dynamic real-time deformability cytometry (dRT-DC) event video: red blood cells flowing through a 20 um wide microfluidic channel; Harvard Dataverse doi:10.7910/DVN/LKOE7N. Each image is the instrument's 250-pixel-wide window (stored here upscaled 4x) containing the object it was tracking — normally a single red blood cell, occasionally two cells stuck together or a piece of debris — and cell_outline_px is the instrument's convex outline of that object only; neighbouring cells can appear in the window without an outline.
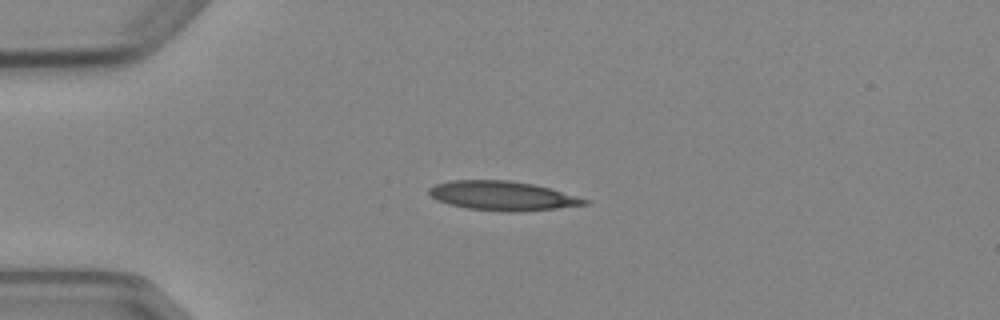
{"species": "Egyptian fruit bat (a non-hibernating species)", "species_latin": "Rousettus aegyptiacus", "temperature_condition": "cold", "stored_images_in_passage": 4, "camera_frame_rate_fps": 3000, "um_per_image_px": 0.085, "animal": {"sex": "female"}, "frame": {"image": 1, "passage_image": 3, "time_ms": 2.333, "image_size_px": [1000, 320], "cell_outline_px": [[588, 204], [556, 208], [520, 212], [504, 212], [468, 208], [448, 204], [436, 200], [428, 192], [428, 188], [436, 184], [452, 180], [512, 180], [532, 184], [548, 188], [576, 196], [588, 200]], "centroid_in_image_um": [42.67, 16.64], "position_along_channel_um": 42.3, "area_um2": 26.36}}